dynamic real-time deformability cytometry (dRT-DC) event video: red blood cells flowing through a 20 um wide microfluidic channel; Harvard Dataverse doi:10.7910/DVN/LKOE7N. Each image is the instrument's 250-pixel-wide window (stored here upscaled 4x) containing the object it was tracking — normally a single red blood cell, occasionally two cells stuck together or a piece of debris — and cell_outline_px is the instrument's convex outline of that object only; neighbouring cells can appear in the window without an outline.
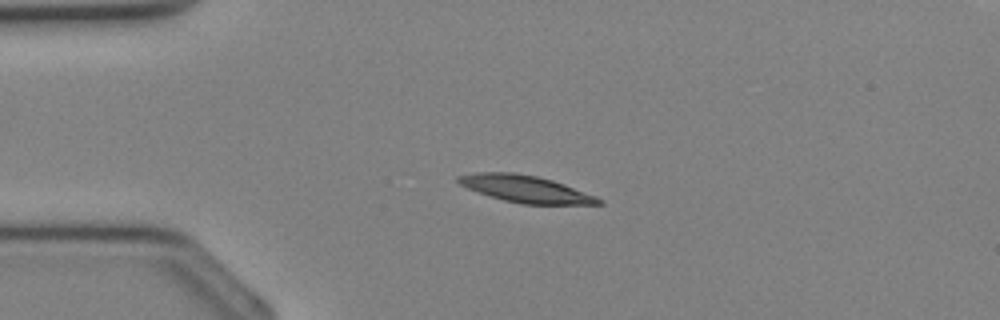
{"species": "Egyptian fruit bat (a non-hibernating species)", "species_latin": "Rousettus aegyptiacus", "temperature_condition": "cold", "stored_images_in_passage": 35, "camera_frame_rate_fps": 3000, "um_per_image_px": 0.085, "animal": {"sex": "female"}, "frame": {"image": 1, "passage_image": 8, "time_ms": 2.333, "image_size_px": [1000, 320], "cell_outline_px": [[604, 204], [524, 204], [504, 200], [468, 188], [460, 184], [456, 180], [456, 176], [476, 172], [516, 172], [536, 176], [552, 180], [564, 184], [596, 196], [604, 200]], "centroid_in_image_um": [44.69, 16.05], "position_along_channel_um": 40.3, "area_um2": 21.85}}
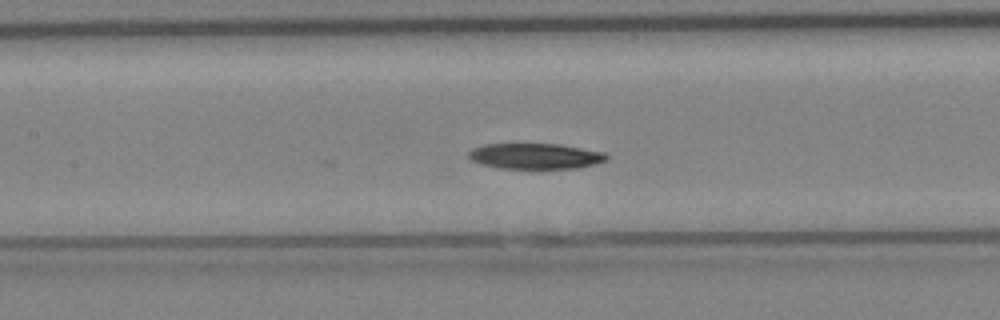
{"frame": {"image": 2, "passage_image": 16, "time_ms": 5.0, "image_size_px": [1000, 320], "cell_outline_px": [[608, 160], [596, 164], [576, 168], [500, 168], [484, 164], [472, 160], [468, 156], [468, 152], [472, 148], [484, 144], [560, 144], [604, 152], [608, 156]], "centroid_in_image_um": [45.53, 13.26], "position_along_channel_um": 161.9, "area_um2": 20.52}}
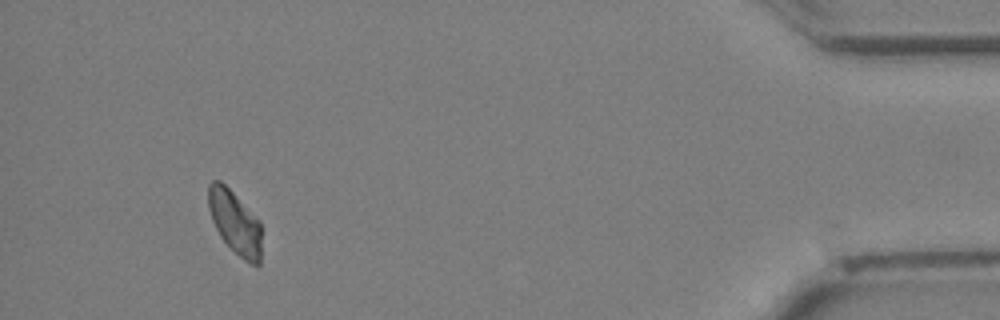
{"frame": {"image": 3, "passage_image": 33, "time_ms": 10.667, "image_size_px": [1000, 320], "cell_outline_px": [[260, 264], [252, 264], [244, 260], [220, 236], [212, 220], [208, 208], [208, 184], [212, 180], [220, 180], [260, 220]], "centroid_in_image_um": [19.95, 18.87], "position_along_channel_um": 415.3, "area_um2": 19.31}}